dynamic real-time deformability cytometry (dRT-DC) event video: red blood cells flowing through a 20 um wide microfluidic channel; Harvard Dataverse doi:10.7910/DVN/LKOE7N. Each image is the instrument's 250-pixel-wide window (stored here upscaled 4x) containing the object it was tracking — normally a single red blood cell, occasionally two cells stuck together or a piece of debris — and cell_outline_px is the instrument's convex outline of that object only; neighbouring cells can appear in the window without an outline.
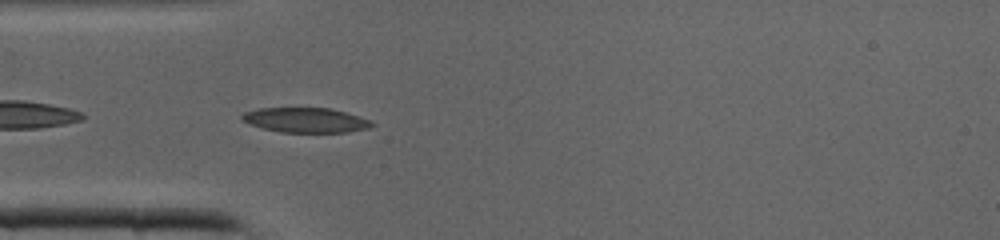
{"species": "common noctule bat (a hibernating species)", "species_latin": "Nyctalus noctula", "temperature_condition": "cold", "stored_images_in_passage": 34, "camera_frame_rate_fps": 3000, "um_per_image_px": 0.085, "animal": {"sex": "male", "body_mass_g": 19.0, "forearm_length_mm": 50.8}, "frame": {"image": 1, "passage_image": 5, "time_ms": 1.333, "image_size_px": [1000, 240], "cell_outline_px": [[376, 124], [368, 128], [348, 132], [280, 132], [264, 128], [240, 120], [240, 116], [244, 112], [260, 108], [332, 108], [372, 120]], "centroid_in_image_um": [26.01, 10.2], "position_along_channel_um": 59.0, "area_um2": 18.79}}
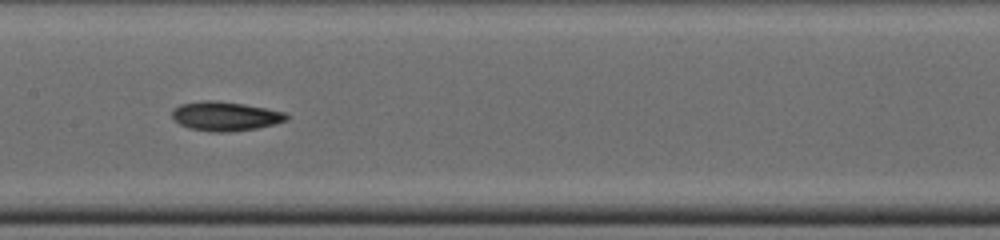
{"frame": {"image": 2, "passage_image": 13, "time_ms": 4.0, "image_size_px": [1000, 240], "cell_outline_px": [[288, 120], [256, 128], [224, 132], [212, 132], [188, 128], [180, 124], [172, 116], [172, 112], [180, 104], [204, 100], [216, 100], [244, 104], [284, 112], [288, 116]], "centroid_in_image_um": [19.13, 9.87], "position_along_channel_um": 188.3, "area_um2": 19.19}}
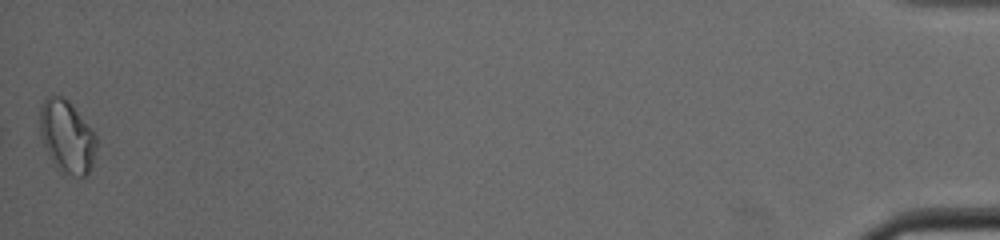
{"frame": {"image": 3, "passage_image": 34, "time_ms": 11.0, "image_size_px": [1000, 240], "cell_outline_px": [[96, 148], [92, 164], [88, 176], [76, 176], [60, 172], [56, 168], [44, 148], [40, 136], [40, 104], [48, 96], [60, 96], [68, 100], [72, 104], [92, 128], [96, 136]], "centroid_in_image_um": [5.68, 11.62], "position_along_channel_um": 429.5, "area_um2": 24.22}}